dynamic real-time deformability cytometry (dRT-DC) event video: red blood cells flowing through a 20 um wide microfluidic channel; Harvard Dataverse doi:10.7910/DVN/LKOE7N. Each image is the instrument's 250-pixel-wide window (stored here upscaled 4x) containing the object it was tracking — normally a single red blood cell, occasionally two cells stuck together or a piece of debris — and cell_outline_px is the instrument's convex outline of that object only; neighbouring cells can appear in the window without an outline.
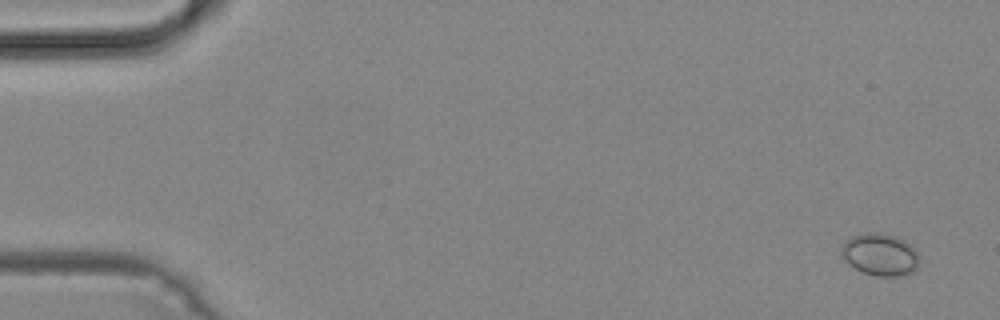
{"species": "common noctule bat (a hibernating species)", "species_latin": "Nyctalus noctula", "temperature_condition": "cold", "stored_images_in_passage": 50, "camera_frame_rate_fps": 3000, "um_per_image_px": 0.085, "animal": {"sex": "male", "body_mass_g": 19.2, "forearm_length_mm": 51.8}, "frame": {"image": 1, "passage_image": 2, "time_ms": 0.333, "image_size_px": [1000, 320], "cell_outline_px": [[916, 268], [908, 272], [896, 276], [876, 276], [864, 272], [848, 264], [844, 260], [840, 252], [840, 244], [852, 236], [864, 232], [884, 232], [896, 236], [904, 240], [916, 248]], "centroid_in_image_um": [74.73, 21.59], "position_along_channel_um": 10.3, "area_um2": 19.13}}
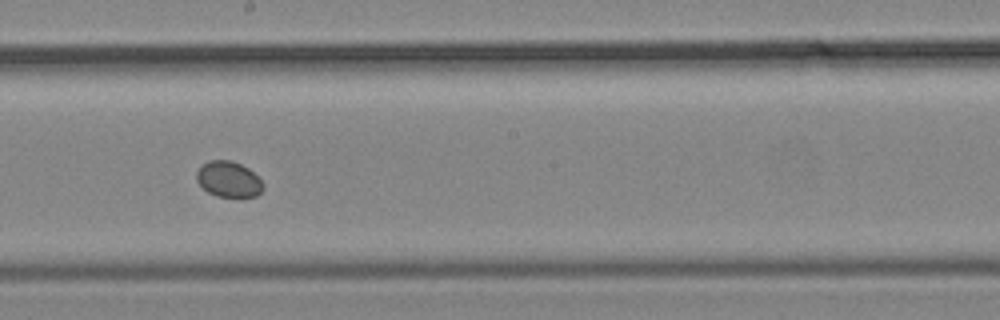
{"frame": {"image": 2, "passage_image": 28, "time_ms": 9.0, "image_size_px": [1000, 320], "cell_outline_px": [[264, 188], [256, 196], [216, 196], [208, 192], [196, 180], [196, 172], [208, 160], [232, 160], [248, 168], [264, 184]], "centroid_in_image_um": [19.42, 15.23], "position_along_channel_um": 228.8, "area_um2": 13.64}}
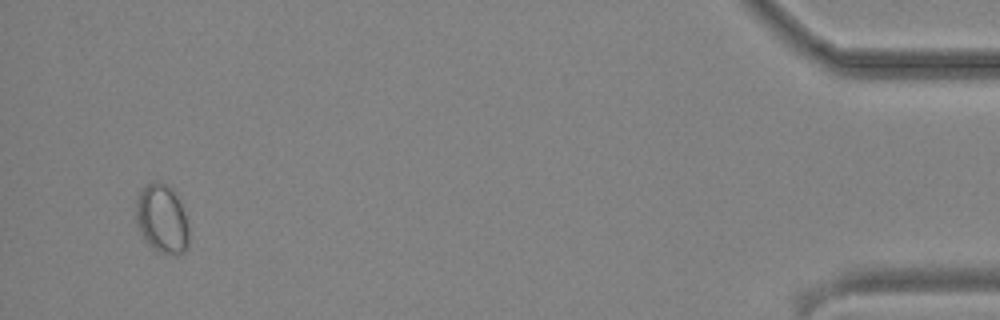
{"frame": {"image": 3, "passage_image": 48, "time_ms": 15.667, "image_size_px": [1000, 320], "cell_outline_px": [[188, 248], [184, 252], [160, 252], [152, 248], [148, 244], [140, 232], [136, 224], [136, 200], [140, 188], [156, 180], [172, 188], [184, 212], [188, 224]], "centroid_in_image_um": [13.74, 18.57], "position_along_channel_um": 421.5, "area_um2": 21.04}}